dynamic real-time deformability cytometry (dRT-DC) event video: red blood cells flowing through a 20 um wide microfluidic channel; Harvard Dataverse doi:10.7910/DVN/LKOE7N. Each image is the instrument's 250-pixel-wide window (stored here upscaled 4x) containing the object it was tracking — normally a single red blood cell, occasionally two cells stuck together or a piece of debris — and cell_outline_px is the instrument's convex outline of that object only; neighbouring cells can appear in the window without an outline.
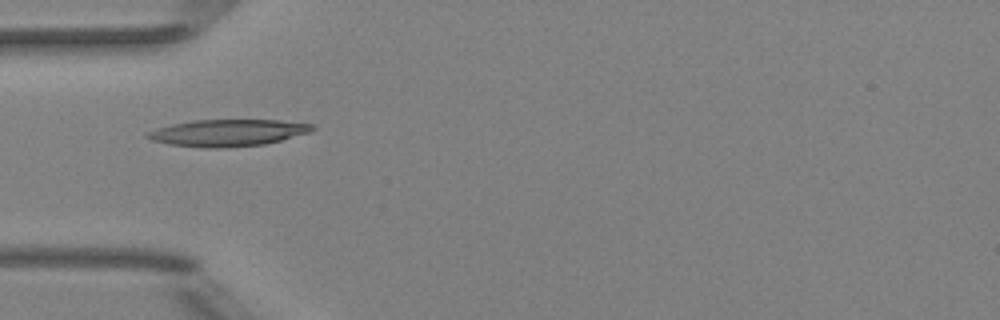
{"species": "Egyptian fruit bat (a non-hibernating species)", "species_latin": "Rousettus aegyptiacus", "temperature_condition": "room temperature", "stored_images_in_passage": 4, "camera_frame_rate_fps": 3000, "um_per_image_px": 0.085, "animal": {"sex": "female"}, "frame": {"image": 1, "passage_image": 2, "time_ms": 1.0, "image_size_px": [1000, 320], "cell_outline_px": [[316, 128], [312, 132], [264, 144], [228, 148], [208, 148], [168, 144], [152, 140], [144, 136], [148, 132], [156, 128], [172, 124], [192, 120], [280, 120], [312, 124]], "centroid_in_image_um": [19.37, 11.29], "position_along_channel_um": 65.6, "area_um2": 25.84}}
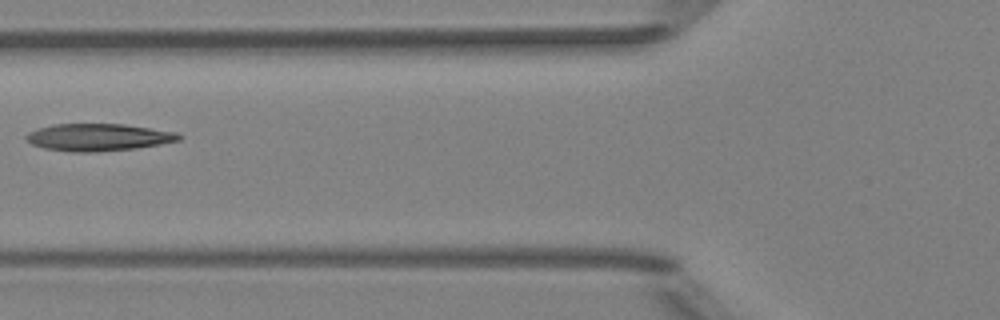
{"frame": {"image": 2, "passage_image": 3, "time_ms": 2.333, "image_size_px": [1000, 320], "cell_outline_px": [[184, 136], [180, 140], [160, 144], [136, 148], [96, 152], [72, 152], [44, 148], [32, 144], [24, 136], [28, 132], [36, 128], [56, 124], [124, 124], [176, 132]], "centroid_in_image_um": [8.36, 11.67], "position_along_channel_um": 117.4, "area_um2": 24.28}}
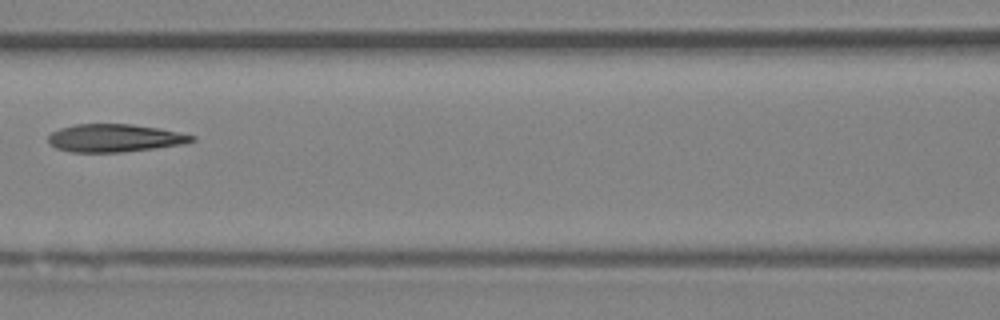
{"frame": {"image": 3, "passage_image": 4, "time_ms": 3.333, "image_size_px": [1000, 320], "cell_outline_px": [[196, 140], [184, 144], [120, 152], [72, 152], [56, 148], [48, 140], [48, 136], [52, 132], [60, 128], [76, 124], [132, 124], [160, 128], [196, 136]], "centroid_in_image_um": [9.76, 11.72], "position_along_channel_um": 156.8, "area_um2": 23.18}}